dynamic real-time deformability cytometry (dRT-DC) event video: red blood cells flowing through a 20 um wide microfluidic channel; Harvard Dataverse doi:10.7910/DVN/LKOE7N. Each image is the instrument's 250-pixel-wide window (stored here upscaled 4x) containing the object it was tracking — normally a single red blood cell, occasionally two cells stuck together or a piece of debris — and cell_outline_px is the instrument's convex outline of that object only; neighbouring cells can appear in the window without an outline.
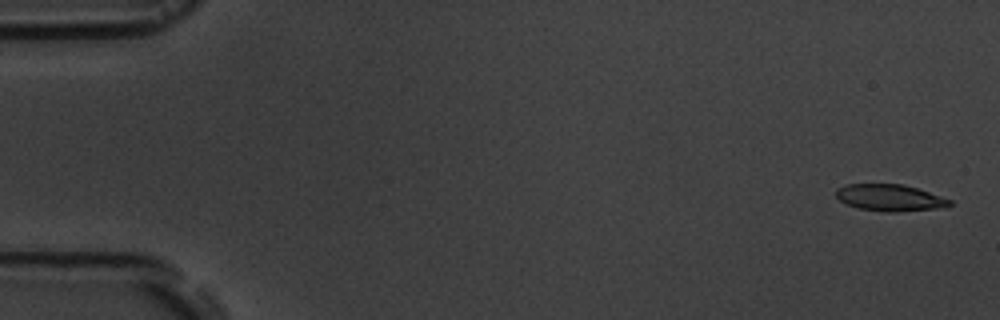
{"species": "common noctule bat (a hibernating species)", "species_latin": "Nyctalus noctula", "temperature_condition": "room temperature", "stored_images_in_passage": 6, "camera_frame_rate_fps": 3000, "um_per_image_px": 0.085, "animal": {"sex": "male", "body_mass_g": 19.5, "forearm_length_mm": 54.6}, "frame": {"image": 1, "passage_image": 1, "time_ms": 0.0, "image_size_px": [1000, 320], "cell_outline_px": [[952, 204], [936, 208], [896, 212], [884, 212], [860, 208], [848, 204], [840, 200], [836, 196], [836, 188], [848, 184], [904, 184], [952, 200]], "centroid_in_image_um": [75.61, 16.8], "position_along_channel_um": 9.4, "area_um2": 17.4}}
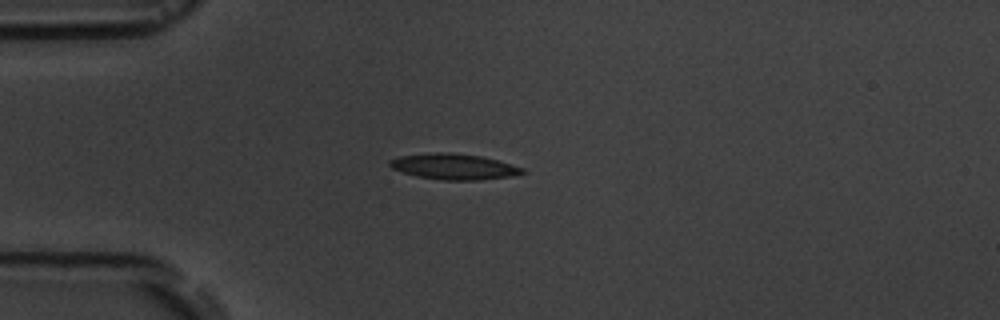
{"frame": {"image": 2, "passage_image": 4, "time_ms": 4.333, "image_size_px": [1000, 320], "cell_outline_px": [[528, 172], [512, 176], [480, 180], [440, 180], [416, 176], [392, 168], [388, 164], [388, 160], [400, 156], [436, 152], [452, 152], [480, 156], [496, 160], [524, 168]], "centroid_in_image_um": [38.58, 14.16], "position_along_channel_um": 46.4, "area_um2": 19.94}}
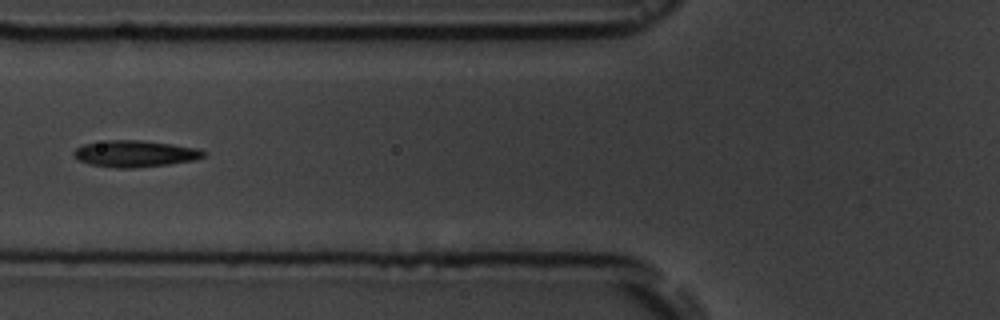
{"frame": {"image": 3, "passage_image": 6, "time_ms": 6.667, "image_size_px": [1000, 320], "cell_outline_px": [[208, 152], [204, 156], [196, 160], [168, 164], [132, 168], [116, 168], [88, 164], [76, 160], [72, 152], [76, 148], [84, 144], [108, 140], [140, 140], [172, 144], [200, 148]], "centroid_in_image_um": [11.48, 13.06], "position_along_channel_um": 114.3, "area_um2": 20.29}}